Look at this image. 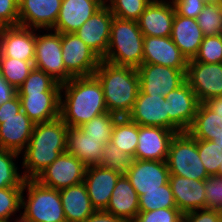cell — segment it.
<instances>
[{
  "instance_id": "7c38bea8",
  "label": "cell",
  "mask_w": 222,
  "mask_h": 222,
  "mask_svg": "<svg viewBox=\"0 0 222 222\" xmlns=\"http://www.w3.org/2000/svg\"><path fill=\"white\" fill-rule=\"evenodd\" d=\"M168 100L169 130L187 132L199 107V100L186 80L165 96Z\"/></svg>"
},
{
  "instance_id": "bcb514c9",
  "label": "cell",
  "mask_w": 222,
  "mask_h": 222,
  "mask_svg": "<svg viewBox=\"0 0 222 222\" xmlns=\"http://www.w3.org/2000/svg\"><path fill=\"white\" fill-rule=\"evenodd\" d=\"M171 2L177 15L194 19L199 16L206 4L203 0H171Z\"/></svg>"
},
{
  "instance_id": "ba28073f",
  "label": "cell",
  "mask_w": 222,
  "mask_h": 222,
  "mask_svg": "<svg viewBox=\"0 0 222 222\" xmlns=\"http://www.w3.org/2000/svg\"><path fill=\"white\" fill-rule=\"evenodd\" d=\"M62 59L73 77L91 76L102 60L75 33H61Z\"/></svg>"
},
{
  "instance_id": "74e56055",
  "label": "cell",
  "mask_w": 222,
  "mask_h": 222,
  "mask_svg": "<svg viewBox=\"0 0 222 222\" xmlns=\"http://www.w3.org/2000/svg\"><path fill=\"white\" fill-rule=\"evenodd\" d=\"M151 2L152 0H105L114 17L132 21H138Z\"/></svg>"
},
{
  "instance_id": "6f0895ef",
  "label": "cell",
  "mask_w": 222,
  "mask_h": 222,
  "mask_svg": "<svg viewBox=\"0 0 222 222\" xmlns=\"http://www.w3.org/2000/svg\"><path fill=\"white\" fill-rule=\"evenodd\" d=\"M205 3H214V0H203Z\"/></svg>"
},
{
  "instance_id": "9a60e30c",
  "label": "cell",
  "mask_w": 222,
  "mask_h": 222,
  "mask_svg": "<svg viewBox=\"0 0 222 222\" xmlns=\"http://www.w3.org/2000/svg\"><path fill=\"white\" fill-rule=\"evenodd\" d=\"M35 29L20 25L0 28V57L34 61Z\"/></svg>"
},
{
  "instance_id": "d6a6232c",
  "label": "cell",
  "mask_w": 222,
  "mask_h": 222,
  "mask_svg": "<svg viewBox=\"0 0 222 222\" xmlns=\"http://www.w3.org/2000/svg\"><path fill=\"white\" fill-rule=\"evenodd\" d=\"M136 161L135 156L122 152L116 145L108 142L103 147V154L98 166L114 169L125 175L135 166Z\"/></svg>"
},
{
  "instance_id": "d590c367",
  "label": "cell",
  "mask_w": 222,
  "mask_h": 222,
  "mask_svg": "<svg viewBox=\"0 0 222 222\" xmlns=\"http://www.w3.org/2000/svg\"><path fill=\"white\" fill-rule=\"evenodd\" d=\"M61 92V84L44 71L33 68L17 93Z\"/></svg>"
},
{
  "instance_id": "11a10c76",
  "label": "cell",
  "mask_w": 222,
  "mask_h": 222,
  "mask_svg": "<svg viewBox=\"0 0 222 222\" xmlns=\"http://www.w3.org/2000/svg\"><path fill=\"white\" fill-rule=\"evenodd\" d=\"M218 176H222V161L219 166Z\"/></svg>"
},
{
  "instance_id": "e0dca14e",
  "label": "cell",
  "mask_w": 222,
  "mask_h": 222,
  "mask_svg": "<svg viewBox=\"0 0 222 222\" xmlns=\"http://www.w3.org/2000/svg\"><path fill=\"white\" fill-rule=\"evenodd\" d=\"M122 176L114 169H106L98 165L86 167L84 183L92 206L96 210H105L109 204L113 189Z\"/></svg>"
},
{
  "instance_id": "681fc988",
  "label": "cell",
  "mask_w": 222,
  "mask_h": 222,
  "mask_svg": "<svg viewBox=\"0 0 222 222\" xmlns=\"http://www.w3.org/2000/svg\"><path fill=\"white\" fill-rule=\"evenodd\" d=\"M84 222H125V221L105 210H96Z\"/></svg>"
},
{
  "instance_id": "816d5d0a",
  "label": "cell",
  "mask_w": 222,
  "mask_h": 222,
  "mask_svg": "<svg viewBox=\"0 0 222 222\" xmlns=\"http://www.w3.org/2000/svg\"><path fill=\"white\" fill-rule=\"evenodd\" d=\"M211 110H213L217 115L222 117V96L213 97L204 102Z\"/></svg>"
},
{
  "instance_id": "484cf974",
  "label": "cell",
  "mask_w": 222,
  "mask_h": 222,
  "mask_svg": "<svg viewBox=\"0 0 222 222\" xmlns=\"http://www.w3.org/2000/svg\"><path fill=\"white\" fill-rule=\"evenodd\" d=\"M170 37L186 59L191 60L198 54L204 35L196 19L175 13Z\"/></svg>"
},
{
  "instance_id": "9c48e42d",
  "label": "cell",
  "mask_w": 222,
  "mask_h": 222,
  "mask_svg": "<svg viewBox=\"0 0 222 222\" xmlns=\"http://www.w3.org/2000/svg\"><path fill=\"white\" fill-rule=\"evenodd\" d=\"M86 165L67 151L47 166L35 179L42 185L61 190L84 182Z\"/></svg>"
},
{
  "instance_id": "cb8c5ba5",
  "label": "cell",
  "mask_w": 222,
  "mask_h": 222,
  "mask_svg": "<svg viewBox=\"0 0 222 222\" xmlns=\"http://www.w3.org/2000/svg\"><path fill=\"white\" fill-rule=\"evenodd\" d=\"M21 110L35 123L60 117L61 92L17 93Z\"/></svg>"
},
{
  "instance_id": "6da1fadb",
  "label": "cell",
  "mask_w": 222,
  "mask_h": 222,
  "mask_svg": "<svg viewBox=\"0 0 222 222\" xmlns=\"http://www.w3.org/2000/svg\"><path fill=\"white\" fill-rule=\"evenodd\" d=\"M107 112L104 92L94 75L61 84L60 117L68 127L78 128Z\"/></svg>"
},
{
  "instance_id": "5bb4252c",
  "label": "cell",
  "mask_w": 222,
  "mask_h": 222,
  "mask_svg": "<svg viewBox=\"0 0 222 222\" xmlns=\"http://www.w3.org/2000/svg\"><path fill=\"white\" fill-rule=\"evenodd\" d=\"M62 0H19V24L23 27L51 30L57 21Z\"/></svg>"
},
{
  "instance_id": "836d02e7",
  "label": "cell",
  "mask_w": 222,
  "mask_h": 222,
  "mask_svg": "<svg viewBox=\"0 0 222 222\" xmlns=\"http://www.w3.org/2000/svg\"><path fill=\"white\" fill-rule=\"evenodd\" d=\"M2 77L15 89H18L34 68V61H22L15 58L0 57Z\"/></svg>"
},
{
  "instance_id": "4316f807",
  "label": "cell",
  "mask_w": 222,
  "mask_h": 222,
  "mask_svg": "<svg viewBox=\"0 0 222 222\" xmlns=\"http://www.w3.org/2000/svg\"><path fill=\"white\" fill-rule=\"evenodd\" d=\"M105 143L94 138L80 127H69L67 132L66 151L81 160L86 166L98 165Z\"/></svg>"
},
{
  "instance_id": "7402d4cb",
  "label": "cell",
  "mask_w": 222,
  "mask_h": 222,
  "mask_svg": "<svg viewBox=\"0 0 222 222\" xmlns=\"http://www.w3.org/2000/svg\"><path fill=\"white\" fill-rule=\"evenodd\" d=\"M142 63L187 69L188 60L171 37L144 36Z\"/></svg>"
},
{
  "instance_id": "1f68e13d",
  "label": "cell",
  "mask_w": 222,
  "mask_h": 222,
  "mask_svg": "<svg viewBox=\"0 0 222 222\" xmlns=\"http://www.w3.org/2000/svg\"><path fill=\"white\" fill-rule=\"evenodd\" d=\"M19 153L0 148V188L23 187L24 176L14 162Z\"/></svg>"
},
{
  "instance_id": "7bdbcfd3",
  "label": "cell",
  "mask_w": 222,
  "mask_h": 222,
  "mask_svg": "<svg viewBox=\"0 0 222 222\" xmlns=\"http://www.w3.org/2000/svg\"><path fill=\"white\" fill-rule=\"evenodd\" d=\"M182 216L178 208H161L139 212L133 222H182Z\"/></svg>"
},
{
  "instance_id": "680465c9",
  "label": "cell",
  "mask_w": 222,
  "mask_h": 222,
  "mask_svg": "<svg viewBox=\"0 0 222 222\" xmlns=\"http://www.w3.org/2000/svg\"><path fill=\"white\" fill-rule=\"evenodd\" d=\"M2 78V69H1V64H0V79Z\"/></svg>"
},
{
  "instance_id": "c3c4849f",
  "label": "cell",
  "mask_w": 222,
  "mask_h": 222,
  "mask_svg": "<svg viewBox=\"0 0 222 222\" xmlns=\"http://www.w3.org/2000/svg\"><path fill=\"white\" fill-rule=\"evenodd\" d=\"M21 110V102L18 94L11 100L0 105V117H9L16 115Z\"/></svg>"
},
{
  "instance_id": "f35d334b",
  "label": "cell",
  "mask_w": 222,
  "mask_h": 222,
  "mask_svg": "<svg viewBox=\"0 0 222 222\" xmlns=\"http://www.w3.org/2000/svg\"><path fill=\"white\" fill-rule=\"evenodd\" d=\"M119 116L109 112L94 117L89 122L80 126V128L89 136L100 138L105 144L110 142L114 124Z\"/></svg>"
},
{
  "instance_id": "603a6c76",
  "label": "cell",
  "mask_w": 222,
  "mask_h": 222,
  "mask_svg": "<svg viewBox=\"0 0 222 222\" xmlns=\"http://www.w3.org/2000/svg\"><path fill=\"white\" fill-rule=\"evenodd\" d=\"M34 125L23 110L14 116L0 117V148L21 154L29 143Z\"/></svg>"
},
{
  "instance_id": "52a82bcc",
  "label": "cell",
  "mask_w": 222,
  "mask_h": 222,
  "mask_svg": "<svg viewBox=\"0 0 222 222\" xmlns=\"http://www.w3.org/2000/svg\"><path fill=\"white\" fill-rule=\"evenodd\" d=\"M36 31L34 68L44 71L60 84L70 81L73 76L63 63L61 33L47 29V33L41 35Z\"/></svg>"
},
{
  "instance_id": "7dc6e473",
  "label": "cell",
  "mask_w": 222,
  "mask_h": 222,
  "mask_svg": "<svg viewBox=\"0 0 222 222\" xmlns=\"http://www.w3.org/2000/svg\"><path fill=\"white\" fill-rule=\"evenodd\" d=\"M182 222H222V211L199 209L184 213Z\"/></svg>"
},
{
  "instance_id": "60d3db41",
  "label": "cell",
  "mask_w": 222,
  "mask_h": 222,
  "mask_svg": "<svg viewBox=\"0 0 222 222\" xmlns=\"http://www.w3.org/2000/svg\"><path fill=\"white\" fill-rule=\"evenodd\" d=\"M199 157L209 176H218L222 150L211 140H198Z\"/></svg>"
},
{
  "instance_id": "7a4b0ae2",
  "label": "cell",
  "mask_w": 222,
  "mask_h": 222,
  "mask_svg": "<svg viewBox=\"0 0 222 222\" xmlns=\"http://www.w3.org/2000/svg\"><path fill=\"white\" fill-rule=\"evenodd\" d=\"M68 129L61 117L34 125L29 143L21 152L25 179H36L60 154L66 152Z\"/></svg>"
},
{
  "instance_id": "b9f144b4",
  "label": "cell",
  "mask_w": 222,
  "mask_h": 222,
  "mask_svg": "<svg viewBox=\"0 0 222 222\" xmlns=\"http://www.w3.org/2000/svg\"><path fill=\"white\" fill-rule=\"evenodd\" d=\"M194 60L202 63H222V35L204 36Z\"/></svg>"
},
{
  "instance_id": "db71d44e",
  "label": "cell",
  "mask_w": 222,
  "mask_h": 222,
  "mask_svg": "<svg viewBox=\"0 0 222 222\" xmlns=\"http://www.w3.org/2000/svg\"><path fill=\"white\" fill-rule=\"evenodd\" d=\"M13 220H10V222H12ZM14 222H31V221H28L26 219H24L22 216H21V213L19 214V217L17 216V218L14 220Z\"/></svg>"
},
{
  "instance_id": "5b68a950",
  "label": "cell",
  "mask_w": 222,
  "mask_h": 222,
  "mask_svg": "<svg viewBox=\"0 0 222 222\" xmlns=\"http://www.w3.org/2000/svg\"><path fill=\"white\" fill-rule=\"evenodd\" d=\"M25 191L27 199L23 196ZM21 209V216L31 222H66L59 190L35 179L24 180Z\"/></svg>"
},
{
  "instance_id": "8992f818",
  "label": "cell",
  "mask_w": 222,
  "mask_h": 222,
  "mask_svg": "<svg viewBox=\"0 0 222 222\" xmlns=\"http://www.w3.org/2000/svg\"><path fill=\"white\" fill-rule=\"evenodd\" d=\"M166 163L170 175L197 180L209 177L199 157L198 140L188 132L176 133L171 139Z\"/></svg>"
},
{
  "instance_id": "2e32d148",
  "label": "cell",
  "mask_w": 222,
  "mask_h": 222,
  "mask_svg": "<svg viewBox=\"0 0 222 222\" xmlns=\"http://www.w3.org/2000/svg\"><path fill=\"white\" fill-rule=\"evenodd\" d=\"M127 117L141 126L169 130L168 100L162 95H147L140 90L134 107Z\"/></svg>"
},
{
  "instance_id": "ab89813d",
  "label": "cell",
  "mask_w": 222,
  "mask_h": 222,
  "mask_svg": "<svg viewBox=\"0 0 222 222\" xmlns=\"http://www.w3.org/2000/svg\"><path fill=\"white\" fill-rule=\"evenodd\" d=\"M23 187L0 188V222H10L22 205ZM18 211V212H17Z\"/></svg>"
},
{
  "instance_id": "4fadbf2b",
  "label": "cell",
  "mask_w": 222,
  "mask_h": 222,
  "mask_svg": "<svg viewBox=\"0 0 222 222\" xmlns=\"http://www.w3.org/2000/svg\"><path fill=\"white\" fill-rule=\"evenodd\" d=\"M114 15L105 4L74 33L101 59L109 47L110 30Z\"/></svg>"
},
{
  "instance_id": "ac0fdd59",
  "label": "cell",
  "mask_w": 222,
  "mask_h": 222,
  "mask_svg": "<svg viewBox=\"0 0 222 222\" xmlns=\"http://www.w3.org/2000/svg\"><path fill=\"white\" fill-rule=\"evenodd\" d=\"M169 170L166 161L139 160L125 176L136 190L138 196L146 191L161 189L169 182Z\"/></svg>"
},
{
  "instance_id": "f907efd6",
  "label": "cell",
  "mask_w": 222,
  "mask_h": 222,
  "mask_svg": "<svg viewBox=\"0 0 222 222\" xmlns=\"http://www.w3.org/2000/svg\"><path fill=\"white\" fill-rule=\"evenodd\" d=\"M16 94L17 89H15L2 77L0 79V105L11 100Z\"/></svg>"
},
{
  "instance_id": "d6986e66",
  "label": "cell",
  "mask_w": 222,
  "mask_h": 222,
  "mask_svg": "<svg viewBox=\"0 0 222 222\" xmlns=\"http://www.w3.org/2000/svg\"><path fill=\"white\" fill-rule=\"evenodd\" d=\"M105 4V0H62L59 16L51 30L74 33Z\"/></svg>"
},
{
  "instance_id": "ffe728a7",
  "label": "cell",
  "mask_w": 222,
  "mask_h": 222,
  "mask_svg": "<svg viewBox=\"0 0 222 222\" xmlns=\"http://www.w3.org/2000/svg\"><path fill=\"white\" fill-rule=\"evenodd\" d=\"M175 9L169 0H152L138 19L144 36L170 37Z\"/></svg>"
},
{
  "instance_id": "3957f363",
  "label": "cell",
  "mask_w": 222,
  "mask_h": 222,
  "mask_svg": "<svg viewBox=\"0 0 222 222\" xmlns=\"http://www.w3.org/2000/svg\"><path fill=\"white\" fill-rule=\"evenodd\" d=\"M93 75L101 84L107 111L119 117H127L140 91L137 69L101 60Z\"/></svg>"
},
{
  "instance_id": "f5cc1de1",
  "label": "cell",
  "mask_w": 222,
  "mask_h": 222,
  "mask_svg": "<svg viewBox=\"0 0 222 222\" xmlns=\"http://www.w3.org/2000/svg\"><path fill=\"white\" fill-rule=\"evenodd\" d=\"M211 141H213V142L216 144V146H217L220 150H222V134H221L220 136L214 137V139L211 140Z\"/></svg>"
},
{
  "instance_id": "8d00e7d4",
  "label": "cell",
  "mask_w": 222,
  "mask_h": 222,
  "mask_svg": "<svg viewBox=\"0 0 222 222\" xmlns=\"http://www.w3.org/2000/svg\"><path fill=\"white\" fill-rule=\"evenodd\" d=\"M196 21L204 36L222 35V6L206 3Z\"/></svg>"
},
{
  "instance_id": "f6af8a7d",
  "label": "cell",
  "mask_w": 222,
  "mask_h": 222,
  "mask_svg": "<svg viewBox=\"0 0 222 222\" xmlns=\"http://www.w3.org/2000/svg\"><path fill=\"white\" fill-rule=\"evenodd\" d=\"M19 24V0H0V28Z\"/></svg>"
},
{
  "instance_id": "9f6ffc18",
  "label": "cell",
  "mask_w": 222,
  "mask_h": 222,
  "mask_svg": "<svg viewBox=\"0 0 222 222\" xmlns=\"http://www.w3.org/2000/svg\"><path fill=\"white\" fill-rule=\"evenodd\" d=\"M214 3L219 4L222 6V0H214Z\"/></svg>"
},
{
  "instance_id": "30bf717a",
  "label": "cell",
  "mask_w": 222,
  "mask_h": 222,
  "mask_svg": "<svg viewBox=\"0 0 222 222\" xmlns=\"http://www.w3.org/2000/svg\"><path fill=\"white\" fill-rule=\"evenodd\" d=\"M185 77L200 103L222 96V63L188 60Z\"/></svg>"
},
{
  "instance_id": "d4e9b609",
  "label": "cell",
  "mask_w": 222,
  "mask_h": 222,
  "mask_svg": "<svg viewBox=\"0 0 222 222\" xmlns=\"http://www.w3.org/2000/svg\"><path fill=\"white\" fill-rule=\"evenodd\" d=\"M169 184L176 207L183 214L193 210L206 209L205 180L169 175Z\"/></svg>"
},
{
  "instance_id": "44dd1931",
  "label": "cell",
  "mask_w": 222,
  "mask_h": 222,
  "mask_svg": "<svg viewBox=\"0 0 222 222\" xmlns=\"http://www.w3.org/2000/svg\"><path fill=\"white\" fill-rule=\"evenodd\" d=\"M175 134L166 128L138 125V146L134 156L139 160L166 161Z\"/></svg>"
},
{
  "instance_id": "8fae6325",
  "label": "cell",
  "mask_w": 222,
  "mask_h": 222,
  "mask_svg": "<svg viewBox=\"0 0 222 222\" xmlns=\"http://www.w3.org/2000/svg\"><path fill=\"white\" fill-rule=\"evenodd\" d=\"M140 90L147 95L165 97L178 88L185 80L186 69H176L164 65L142 63L137 68Z\"/></svg>"
},
{
  "instance_id": "277c9868",
  "label": "cell",
  "mask_w": 222,
  "mask_h": 222,
  "mask_svg": "<svg viewBox=\"0 0 222 222\" xmlns=\"http://www.w3.org/2000/svg\"><path fill=\"white\" fill-rule=\"evenodd\" d=\"M144 35L137 21L113 18L109 47L102 59L109 63L138 68L143 61Z\"/></svg>"
},
{
  "instance_id": "f546056e",
  "label": "cell",
  "mask_w": 222,
  "mask_h": 222,
  "mask_svg": "<svg viewBox=\"0 0 222 222\" xmlns=\"http://www.w3.org/2000/svg\"><path fill=\"white\" fill-rule=\"evenodd\" d=\"M187 132L196 140H213L222 134V117L205 103H200Z\"/></svg>"
},
{
  "instance_id": "ee69618b",
  "label": "cell",
  "mask_w": 222,
  "mask_h": 222,
  "mask_svg": "<svg viewBox=\"0 0 222 222\" xmlns=\"http://www.w3.org/2000/svg\"><path fill=\"white\" fill-rule=\"evenodd\" d=\"M206 209L222 211V181L218 176L205 180Z\"/></svg>"
},
{
  "instance_id": "83f0119b",
  "label": "cell",
  "mask_w": 222,
  "mask_h": 222,
  "mask_svg": "<svg viewBox=\"0 0 222 222\" xmlns=\"http://www.w3.org/2000/svg\"><path fill=\"white\" fill-rule=\"evenodd\" d=\"M105 211L125 222H133L139 213V196L125 175L118 179Z\"/></svg>"
},
{
  "instance_id": "e575fe53",
  "label": "cell",
  "mask_w": 222,
  "mask_h": 222,
  "mask_svg": "<svg viewBox=\"0 0 222 222\" xmlns=\"http://www.w3.org/2000/svg\"><path fill=\"white\" fill-rule=\"evenodd\" d=\"M161 208H177L169 182L161 189L146 191L139 197V212L158 210Z\"/></svg>"
},
{
  "instance_id": "f1b7e54d",
  "label": "cell",
  "mask_w": 222,
  "mask_h": 222,
  "mask_svg": "<svg viewBox=\"0 0 222 222\" xmlns=\"http://www.w3.org/2000/svg\"><path fill=\"white\" fill-rule=\"evenodd\" d=\"M66 222H84L96 209L84 182L59 190Z\"/></svg>"
},
{
  "instance_id": "4dcf8cb0",
  "label": "cell",
  "mask_w": 222,
  "mask_h": 222,
  "mask_svg": "<svg viewBox=\"0 0 222 222\" xmlns=\"http://www.w3.org/2000/svg\"><path fill=\"white\" fill-rule=\"evenodd\" d=\"M110 143L134 156L138 146V124L128 117H119L114 124Z\"/></svg>"
}]
</instances>
